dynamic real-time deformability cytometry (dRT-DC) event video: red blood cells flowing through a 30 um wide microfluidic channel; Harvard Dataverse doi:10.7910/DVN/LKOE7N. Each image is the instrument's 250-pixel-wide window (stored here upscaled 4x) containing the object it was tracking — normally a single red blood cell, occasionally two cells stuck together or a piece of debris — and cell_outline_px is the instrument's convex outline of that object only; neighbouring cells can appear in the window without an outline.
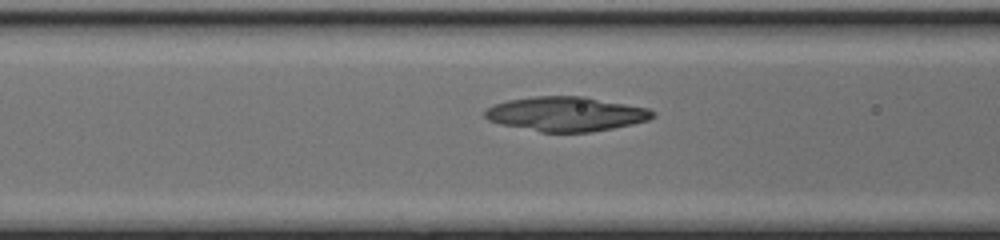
{"species": "common noctule bat (a hibernating species)", "species_latin": "Nyctalus noctula", "temperature_condition": "cold", "stored_images_in_passage": 37, "camera_frame_rate_fps": 3000, "um_per_image_px": 0.085, "animal": {"sex": "female", "body_mass_g": 17.0, "forearm_length_mm": 48.0}, "frame": {"image": 1, "passage_image": 13, "time_ms": 4.0, "image_size_px": [1000, 240], "cell_outline_px": [[656, 116], [648, 120], [632, 124], [592, 132], [540, 132], [500, 124], [488, 120], [484, 116], [484, 112], [492, 104], [508, 100], [536, 96], [584, 96], [648, 108], [656, 112]], "centroid_in_image_um": [48.11, 9.69], "position_along_channel_um": 118.5, "area_um2": 33.81}}
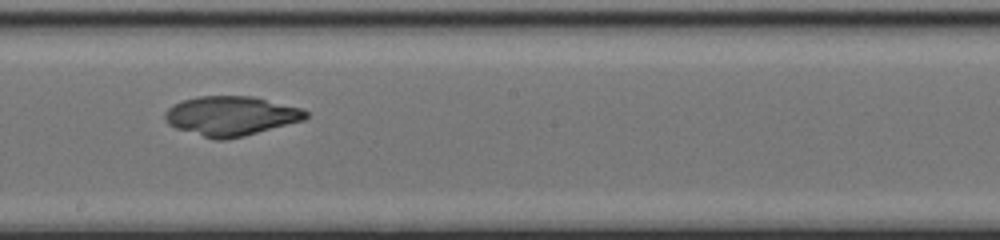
{"frame": {"image": 2, "passage_image": 21, "time_ms": 6.667, "image_size_px": [1000, 240], "cell_outline_px": [[308, 116], [304, 120], [244, 136], [224, 140], [216, 140], [176, 128], [168, 124], [164, 120], [164, 112], [172, 104], [196, 96], [252, 96], [304, 108], [308, 112]], "centroid_in_image_um": [19.63, 9.85], "position_along_channel_um": 228.6, "area_um2": 32.54}}
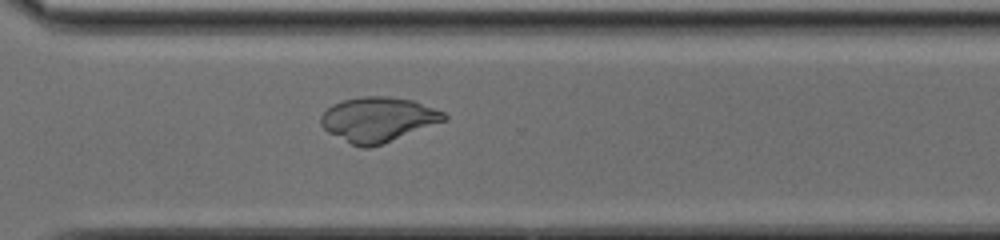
{"frame": {"image": 3, "passage_image": 29, "time_ms": 9.333, "image_size_px": [1000, 240], "cell_outline_px": [[448, 120], [380, 144], [368, 148], [360, 148], [328, 132], [320, 124], [320, 116], [332, 104], [340, 100], [360, 96], [388, 96], [412, 100], [444, 112], [448, 116]], "centroid_in_image_um": [32.12, 10.14], "position_along_channel_um": 338.5, "area_um2": 32.02}}